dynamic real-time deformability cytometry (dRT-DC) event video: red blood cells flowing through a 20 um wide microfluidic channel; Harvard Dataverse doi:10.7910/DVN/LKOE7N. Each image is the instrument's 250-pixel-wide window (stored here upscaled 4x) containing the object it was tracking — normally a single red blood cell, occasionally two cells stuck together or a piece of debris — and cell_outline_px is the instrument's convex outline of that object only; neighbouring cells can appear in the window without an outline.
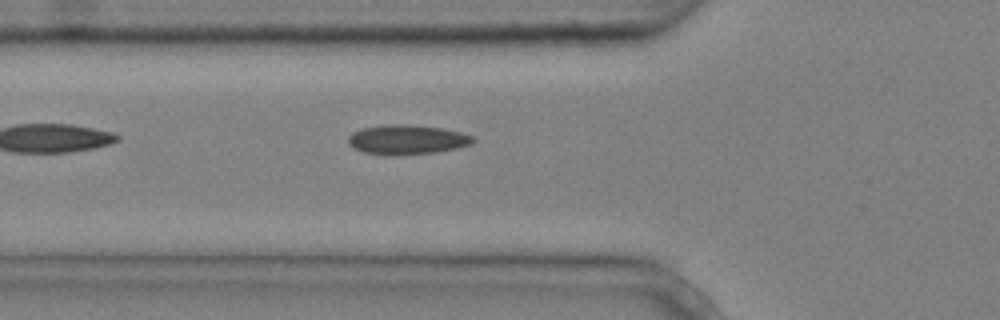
{"species": "common noctule bat (a hibernating species)", "species_latin": "Nyctalus noctula", "temperature_condition": "cold", "stored_images_in_passage": 4, "camera_frame_rate_fps": 3000, "um_per_image_px": 0.085, "animal": {"sex": "male", "body_mass_g": 20.4}, "frame": {"image": 1, "passage_image": 4, "time_ms": 1.0, "image_size_px": [1000, 320], "cell_outline_px": [[476, 140], [472, 144], [456, 148], [436, 152], [364, 152], [352, 148], [348, 144], [348, 136], [352, 132], [360, 128], [388, 124], [408, 124], [444, 128], [460, 132], [472, 136]], "centroid_in_image_um": [34.61, 11.8], "position_along_channel_um": 91.2, "area_um2": 20.75}}